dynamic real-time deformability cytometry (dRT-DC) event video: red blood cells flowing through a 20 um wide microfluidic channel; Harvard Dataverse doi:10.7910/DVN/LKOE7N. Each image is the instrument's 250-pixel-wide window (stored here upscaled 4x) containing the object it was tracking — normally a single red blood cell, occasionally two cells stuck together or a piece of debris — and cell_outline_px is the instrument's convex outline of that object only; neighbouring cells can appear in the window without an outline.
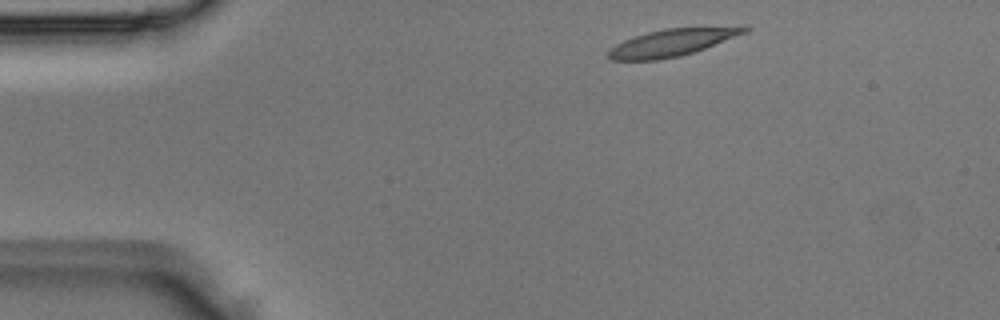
{"species": "Egyptian fruit bat (a non-hibernating species)", "species_latin": "Rousettus aegyptiacus", "temperature_condition": "room temperature", "stored_images_in_passage": 2, "camera_frame_rate_fps": 3000, "um_per_image_px": 0.085, "animal": {"sex": "male"}, "frame": {"image": 1, "passage_image": 1, "time_ms": 0.0, "image_size_px": [1000, 320], "cell_outline_px": [[752, 28], [748, 32], [704, 48], [680, 56], [656, 60], [612, 60], [608, 56], [608, 52], [616, 44], [624, 40], [648, 32], [664, 28], [744, 24], [748, 24]], "centroid_in_image_um": [57.29, 3.56], "position_along_channel_um": 27.7, "area_um2": 22.02}}